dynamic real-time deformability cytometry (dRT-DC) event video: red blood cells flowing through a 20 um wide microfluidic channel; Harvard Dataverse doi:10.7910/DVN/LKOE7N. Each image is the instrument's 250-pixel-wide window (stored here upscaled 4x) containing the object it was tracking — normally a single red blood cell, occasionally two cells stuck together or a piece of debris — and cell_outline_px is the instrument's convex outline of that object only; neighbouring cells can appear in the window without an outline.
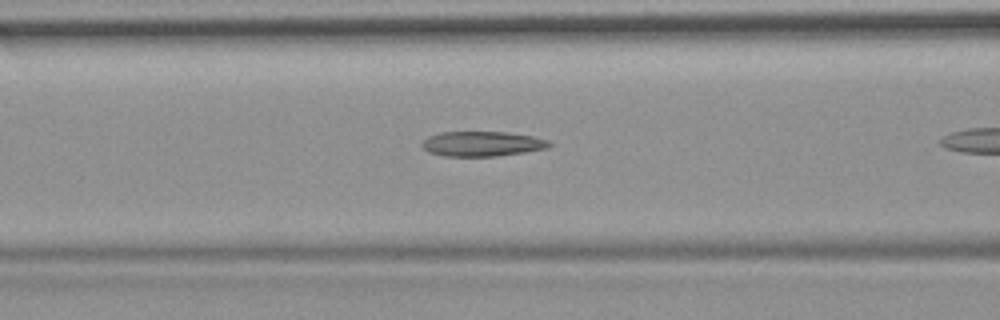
{"species": "common noctule bat (a hibernating species)", "species_latin": "Nyctalus noctula", "temperature_condition": "room temperature", "stored_images_in_passage": 8, "camera_frame_rate_fps": 3000, "um_per_image_px": 0.085, "animal": {"sex": "female", "body_mass_g": 19.9}, "frame": {"image": 1, "passage_image": 4, "time_ms": 1.0, "image_size_px": [1000, 320], "cell_outline_px": [[552, 144], [548, 148], [524, 152], [496, 156], [444, 156], [428, 152], [420, 144], [428, 136], [440, 132], [504, 132], [532, 136], [548, 140]], "centroid_in_image_um": [40.96, 12.22], "position_along_channel_um": 125.6, "area_um2": 18.44}}
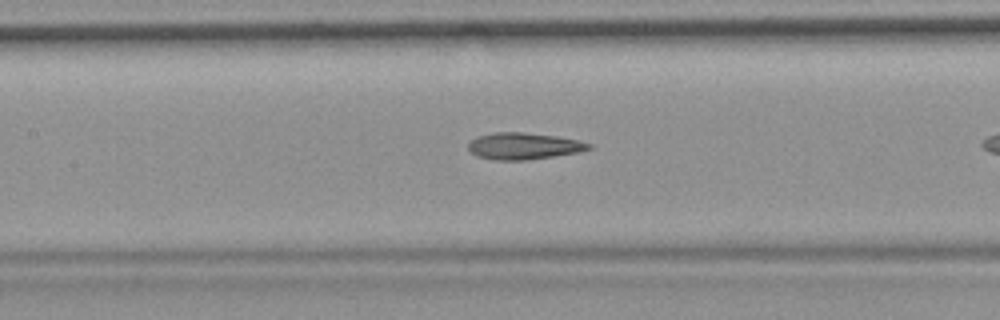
{"frame": {"image": 2, "passage_image": 7, "time_ms": 2.0, "image_size_px": [1000, 320], "cell_outline_px": [[592, 148], [580, 152], [528, 160], [496, 160], [476, 156], [468, 148], [468, 144], [476, 136], [492, 132], [524, 132], [556, 136], [576, 140], [592, 144]], "centroid_in_image_um": [44.5, 12.41], "position_along_channel_um": 162.9, "area_um2": 18.79}}